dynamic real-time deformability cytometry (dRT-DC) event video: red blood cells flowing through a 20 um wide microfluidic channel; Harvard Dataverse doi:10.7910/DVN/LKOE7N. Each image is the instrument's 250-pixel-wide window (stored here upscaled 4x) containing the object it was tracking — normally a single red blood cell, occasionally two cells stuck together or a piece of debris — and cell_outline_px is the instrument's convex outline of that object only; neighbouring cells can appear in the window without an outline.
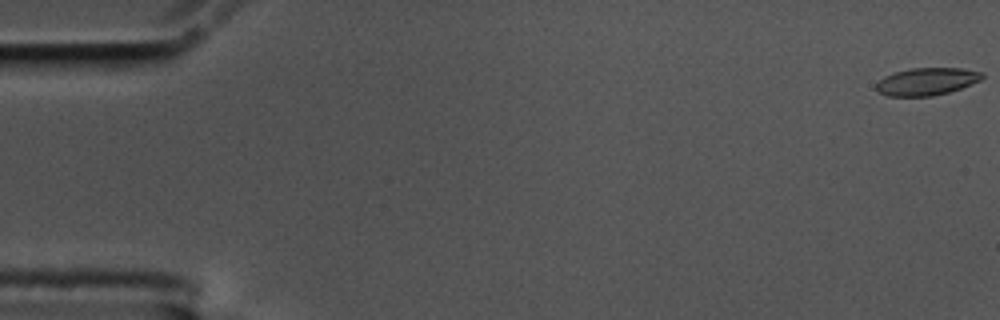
{"species": "common noctule bat (a hibernating species)", "species_latin": "Nyctalus noctula", "temperature_condition": "cold", "stored_images_in_passage": 59, "camera_frame_rate_fps": 3000, "um_per_image_px": 0.085, "animal": {"sex": "male", "body_mass_g": 17.5, "forearm_length_mm": 52.3}, "frame": {"image": 1, "passage_image": 1, "time_ms": 0.0, "image_size_px": [1000, 320], "cell_outline_px": [[984, 76], [980, 80], [960, 88], [948, 92], [932, 96], [888, 96], [880, 92], [876, 88], [876, 84], [884, 76], [896, 72], [912, 68], [960, 68], [984, 72]], "centroid_in_image_um": [78.78, 6.92], "position_along_channel_um": 6.2, "area_um2": 16.76}}
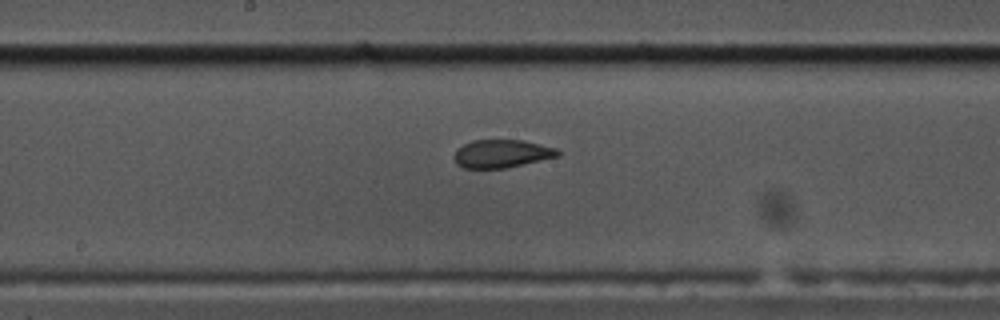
{"frame": {"image": 2, "passage_image": 31, "time_ms": 10.0, "image_size_px": [1000, 320], "cell_outline_px": [[560, 156], [504, 168], [464, 168], [456, 164], [452, 156], [456, 148], [472, 140], [524, 140], [556, 148], [560, 152]], "centroid_in_image_um": [42.61, 13.06], "position_along_channel_um": 205.6, "area_um2": 17.05}}
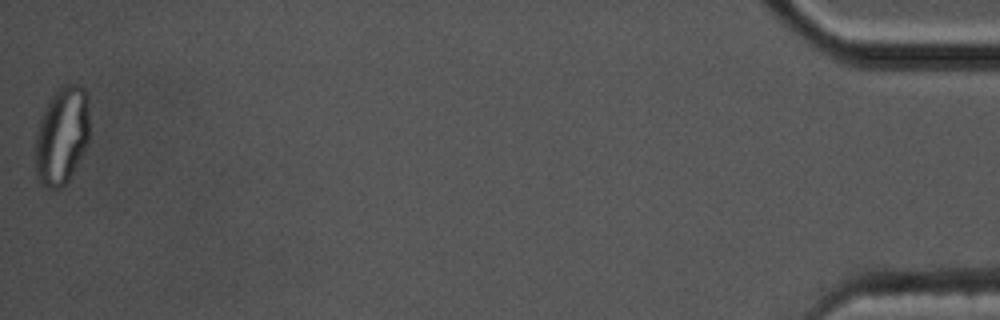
{"frame": {"image": 3, "passage_image": 59, "time_ms": 19.333, "image_size_px": [1000, 320], "cell_outline_px": [[88, 140], [68, 180], [60, 188], [48, 188], [36, 176], [36, 136], [40, 120], [52, 96], [60, 84], [80, 84], [84, 88], [88, 96]], "centroid_in_image_um": [5.26, 11.47], "position_along_channel_um": 429.9, "area_um2": 30.29}, "authors_computed_cell_mechanics": {"area_um2": 17.8024, "velocity_mm_per_s": 3.4467, "shape_relaxation_time_tau1_ms": null, "shape_relaxation_time_tau2_ms": 0.7442, "deformation_change_tau1": null, "deformation_change_tau2": 0.0467}}